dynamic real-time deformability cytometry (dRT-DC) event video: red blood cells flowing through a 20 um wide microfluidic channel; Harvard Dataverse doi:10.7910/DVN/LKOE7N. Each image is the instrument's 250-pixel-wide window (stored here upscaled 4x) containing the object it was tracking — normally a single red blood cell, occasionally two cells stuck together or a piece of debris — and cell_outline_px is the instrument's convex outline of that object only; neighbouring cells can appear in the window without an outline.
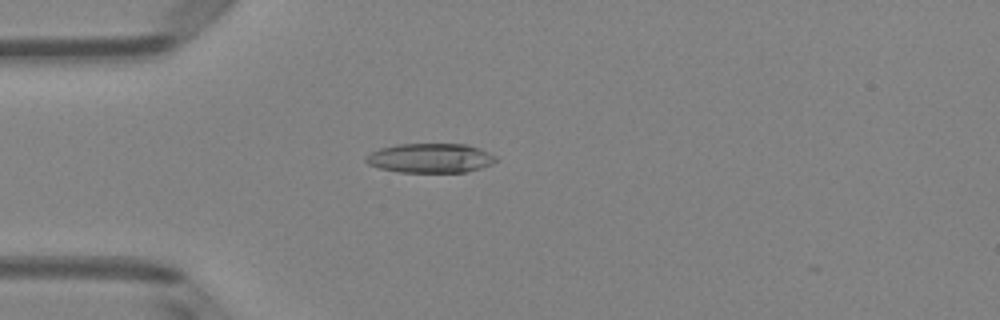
{"species": "Egyptian fruit bat (a non-hibernating species)", "species_latin": "Rousettus aegyptiacus", "temperature_condition": "room temperature", "stored_images_in_passage": 50, "camera_frame_rate_fps": 3000, "um_per_image_px": 0.085, "animal": {"sex": "female"}, "frame": {"image": 1, "passage_image": 14, "time_ms": 4.333, "image_size_px": [1000, 320], "cell_outline_px": [[500, 160], [492, 164], [480, 168], [464, 172], [396, 172], [380, 168], [368, 164], [364, 160], [364, 156], [380, 148], [396, 144], [468, 144], [480, 148], [496, 156]], "centroid_in_image_um": [36.59, 13.43], "position_along_channel_um": 48.4, "area_um2": 22.48}}
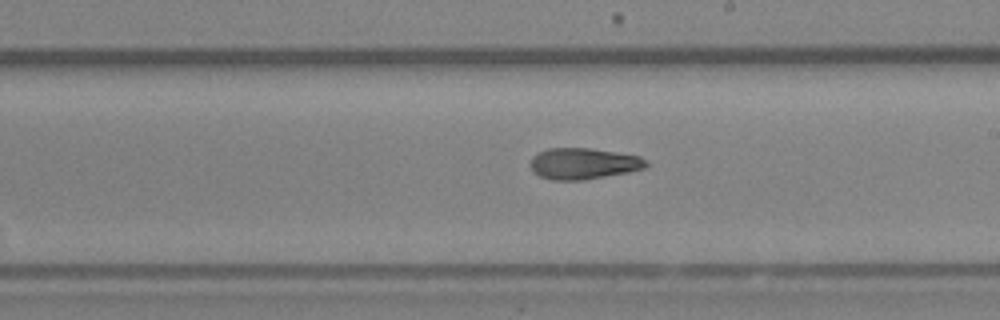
{"frame": {"image": 2, "passage_image": 29, "time_ms": 9.333, "image_size_px": [1000, 320], "cell_outline_px": [[648, 164], [644, 168], [628, 172], [580, 180], [552, 180], [540, 176], [528, 164], [532, 156], [536, 152], [548, 148], [588, 148], [640, 156], [648, 160]], "centroid_in_image_um": [49.56, 13.89], "position_along_channel_um": 239.4, "area_um2": 20.98}}
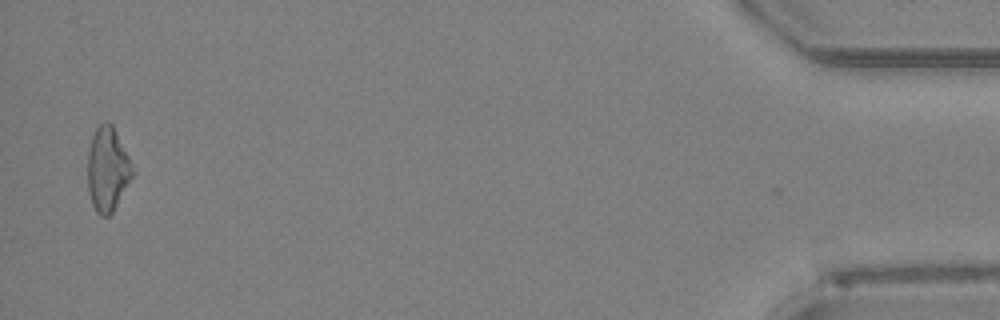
{"frame": {"image": 3, "passage_image": 49, "time_ms": 16.0, "image_size_px": [1000, 320], "cell_outline_px": [[132, 176], [112, 212], [108, 216], [100, 216], [96, 212], [92, 204], [88, 192], [88, 148], [92, 136], [96, 128], [104, 120], [108, 120], [112, 124], [132, 164]], "centroid_in_image_um": [9.11, 14.36], "position_along_channel_um": 426.1, "area_um2": 21.73}, "authors_computed_cell_mechanics": {"area_um2": 21.7906, "velocity_mm_per_s": 4.1068, "shape_relaxation_time_tau1_ms": null, "shape_relaxation_time_tau2_ms": 4.2861, "deformation_change_tau1": null, "deformation_change_tau2": 0.1205}}